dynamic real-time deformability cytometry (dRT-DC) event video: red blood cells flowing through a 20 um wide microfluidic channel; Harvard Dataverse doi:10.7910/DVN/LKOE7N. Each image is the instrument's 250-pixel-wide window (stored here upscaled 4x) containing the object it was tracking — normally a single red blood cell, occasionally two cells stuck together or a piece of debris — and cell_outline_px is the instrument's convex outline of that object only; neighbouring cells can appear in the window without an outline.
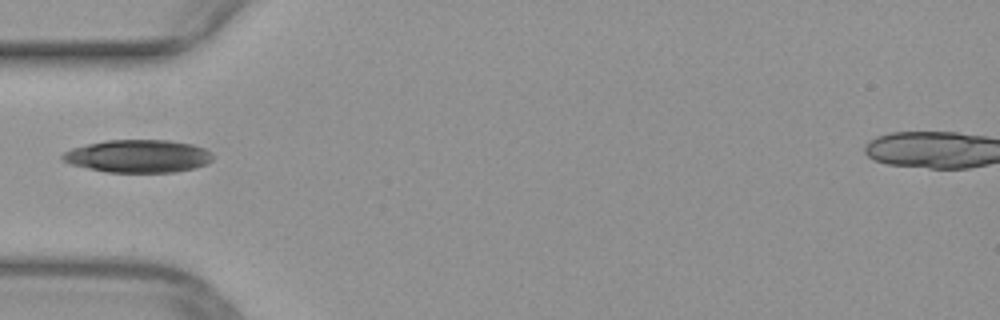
{"species": "common noctule bat (a hibernating species)", "species_latin": "Nyctalus noctula", "temperature_condition": "warm", "stored_images_in_passage": 9, "camera_frame_rate_fps": 3000, "um_per_image_px": 0.085, "animal": {"sex": "female", "body_mass_g": 29.2, "forearm_length_mm": 56.3}, "frame": {"image": 1, "passage_image": 1, "time_ms": 0.0, "image_size_px": [1000, 320], "cell_outline_px": [[212, 160], [208, 164], [196, 168], [176, 172], [108, 172], [88, 168], [72, 164], [64, 160], [60, 156], [64, 152], [72, 148], [88, 144], [108, 140], [168, 140], [192, 144], [204, 148], [212, 156]], "centroid_in_image_um": [11.77, 13.27], "position_along_channel_um": 73.2, "area_um2": 28.55}}
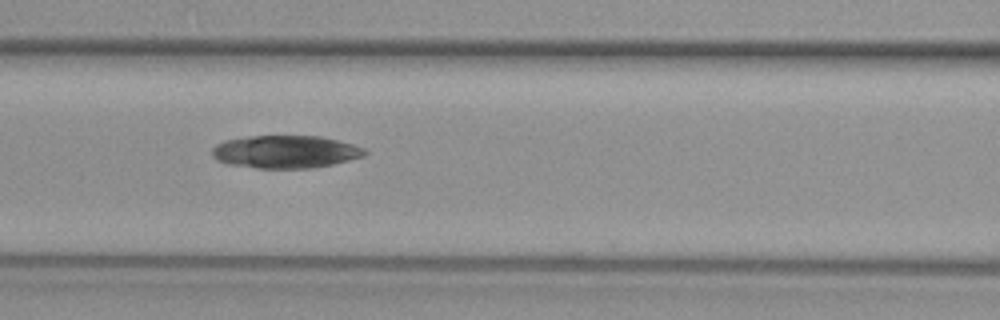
{"frame": {"image": 2, "passage_image": 6, "time_ms": 1.667, "image_size_px": [1000, 320], "cell_outline_px": [[368, 152], [364, 156], [332, 164], [312, 168], [256, 168], [228, 164], [216, 160], [212, 156], [212, 148], [216, 144], [224, 140], [252, 136], [320, 136], [352, 144], [364, 148]], "centroid_in_image_um": [24.23, 12.9], "position_along_channel_um": 142.4, "area_um2": 29.07}}
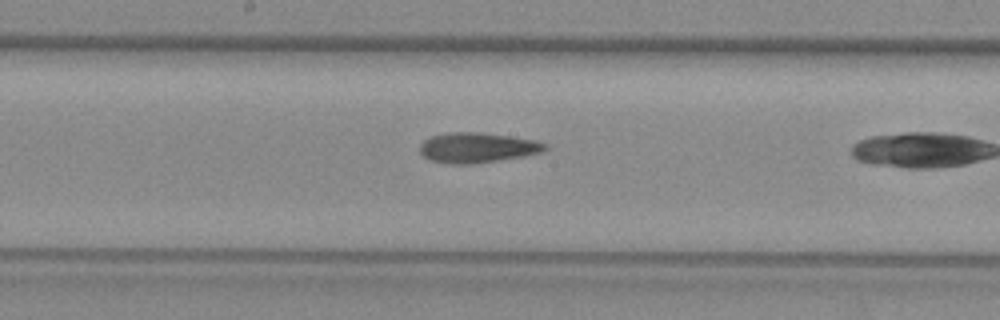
{"frame": {"image": 3, "passage_image": 8, "time_ms": 2.333, "image_size_px": [1000, 320], "cell_outline_px": [[548, 148], [544, 152], [524, 156], [468, 164], [448, 164], [428, 160], [420, 152], [420, 144], [424, 140], [432, 136], [452, 132], [480, 132], [536, 140], [548, 144]], "centroid_in_image_um": [40.58, 12.55], "position_along_channel_um": 207.6, "area_um2": 21.96}}